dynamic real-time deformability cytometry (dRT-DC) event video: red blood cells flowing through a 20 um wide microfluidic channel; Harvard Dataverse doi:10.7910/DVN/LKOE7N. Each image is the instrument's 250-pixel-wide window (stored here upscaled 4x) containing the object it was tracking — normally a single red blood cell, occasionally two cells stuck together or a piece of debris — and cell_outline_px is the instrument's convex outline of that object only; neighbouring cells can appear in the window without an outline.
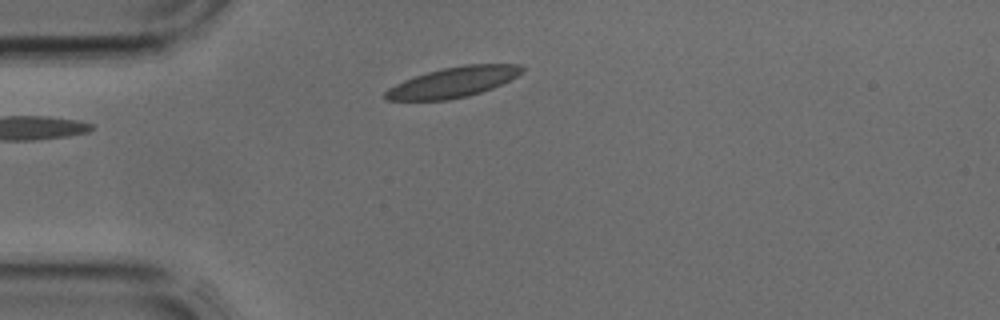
{"species": "common noctule bat (a hibernating species)", "species_latin": "Nyctalus noctula", "temperature_condition": "cold", "stored_images_in_passage": 2, "camera_frame_rate_fps": 3000, "um_per_image_px": 0.085, "animal": {"sex": "male", "body_mass_g": 17.9, "forearm_length_mm": 54.2}, "frame": {"image": 1, "passage_image": 2, "time_ms": 0.333, "image_size_px": [1000, 320], "cell_outline_px": [[524, 68], [516, 76], [492, 88], [468, 96], [448, 100], [388, 100], [384, 96], [384, 92], [388, 88], [404, 80], [428, 72], [444, 68], [464, 64], [520, 64]], "centroid_in_image_um": [38.5, 6.99], "position_along_channel_um": 46.5, "area_um2": 23.76}}